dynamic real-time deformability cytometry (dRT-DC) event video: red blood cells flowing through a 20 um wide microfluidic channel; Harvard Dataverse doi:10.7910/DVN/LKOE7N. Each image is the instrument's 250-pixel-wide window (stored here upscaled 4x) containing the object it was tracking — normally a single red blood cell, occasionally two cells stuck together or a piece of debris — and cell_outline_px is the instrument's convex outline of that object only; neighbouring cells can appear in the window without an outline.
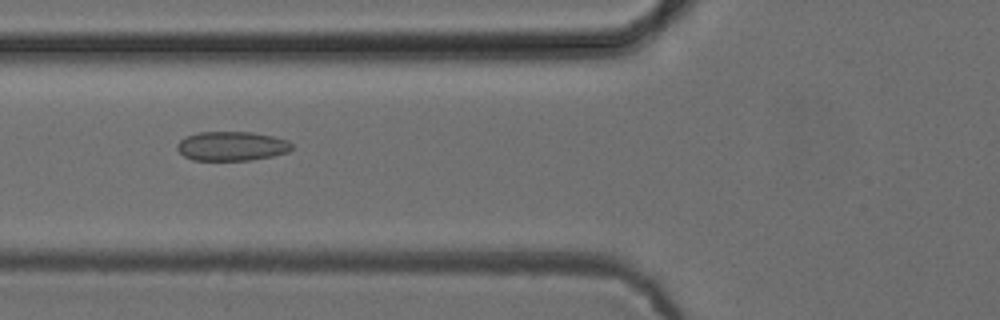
{"species": "common noctule bat (a hibernating species)", "species_latin": "Nyctalus noctula", "temperature_condition": "cold", "stored_images_in_passage": 37, "camera_frame_rate_fps": 3000, "um_per_image_px": 0.085, "animal": {"sex": "female", "body_mass_g": 24.6, "forearm_length_mm": 56.2}, "frame": {"image": 1, "passage_image": 5, "time_ms": 1.333, "image_size_px": [1000, 320], "cell_outline_px": [[292, 148], [288, 152], [272, 156], [252, 160], [192, 160], [184, 156], [176, 148], [176, 144], [180, 140], [188, 136], [200, 132], [252, 132], [272, 136], [288, 140], [292, 144]], "centroid_in_image_um": [19.7, 12.42], "position_along_channel_um": 106.1, "area_um2": 19.54}}
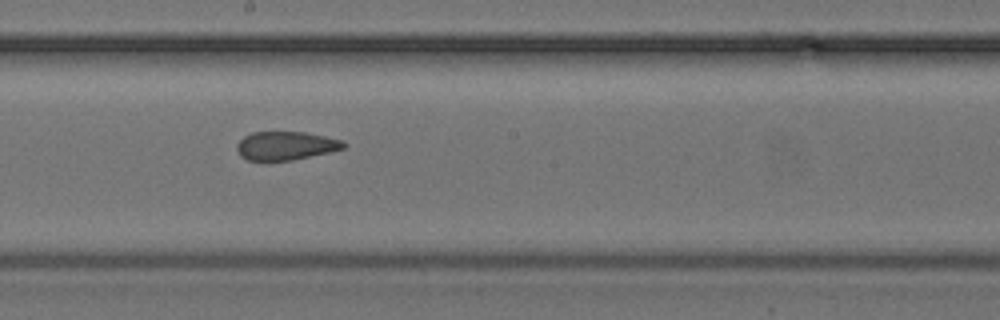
{"frame": {"image": 2, "passage_image": 14, "time_ms": 4.333, "image_size_px": [1000, 320], "cell_outline_px": [[348, 144], [344, 148], [328, 152], [292, 160], [248, 160], [240, 156], [236, 148], [236, 144], [244, 136], [252, 132], [304, 132], [344, 140]], "centroid_in_image_um": [24.29, 12.38], "position_along_channel_um": 223.9, "area_um2": 17.69}}
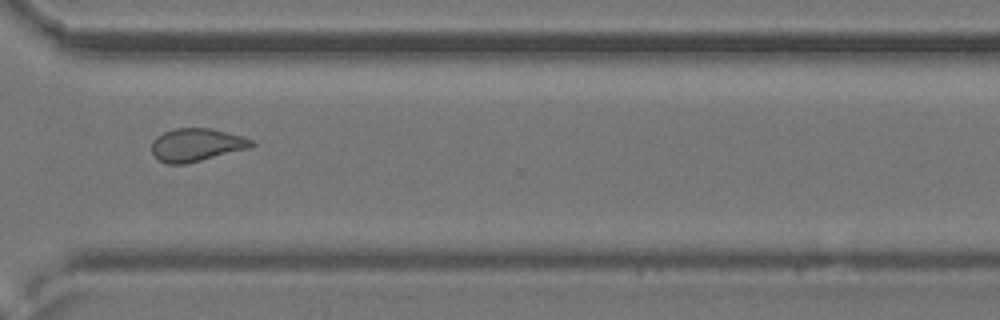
{"frame": {"image": 3, "passage_image": 24, "time_ms": 7.667, "image_size_px": [1000, 320], "cell_outline_px": [[256, 144], [252, 148], [184, 164], [168, 164], [160, 160], [152, 152], [152, 140], [156, 136], [164, 132], [176, 128], [212, 128], [244, 136], [256, 140]], "centroid_in_image_um": [16.77, 12.3], "position_along_channel_um": 353.8, "area_um2": 19.42}}